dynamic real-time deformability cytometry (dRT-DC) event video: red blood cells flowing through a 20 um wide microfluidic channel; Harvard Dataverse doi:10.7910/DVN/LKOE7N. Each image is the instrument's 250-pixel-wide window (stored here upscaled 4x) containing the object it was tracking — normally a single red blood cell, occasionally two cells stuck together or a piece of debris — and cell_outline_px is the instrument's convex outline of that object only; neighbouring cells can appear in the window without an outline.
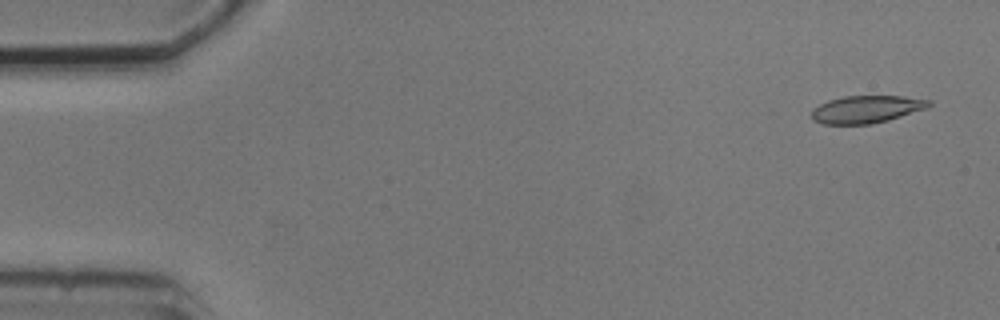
{"species": "common noctule bat (a hibernating species)", "species_latin": "Nyctalus noctula", "temperature_condition": "cold", "stored_images_in_passage": 4, "camera_frame_rate_fps": 3000, "um_per_image_px": 0.085, "animal": {"sex": "male", "body_mass_g": 20.5, "forearm_length_mm": 52.5}, "frame": {"image": 1, "passage_image": 1, "time_ms": 0.0, "image_size_px": [1000, 320], "cell_outline_px": [[932, 104], [928, 108], [888, 120], [872, 124], [824, 124], [812, 120], [812, 112], [820, 104], [828, 100], [844, 96], [904, 96], [932, 100]], "centroid_in_image_um": [73.69, 9.28], "position_along_channel_um": 11.3, "area_um2": 18.79}}
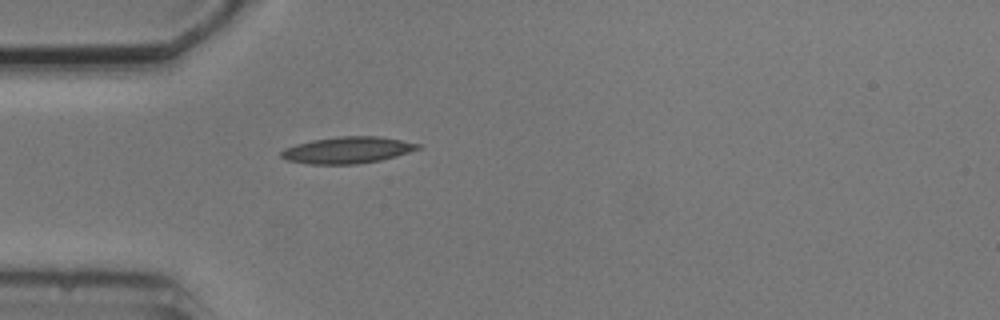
{"frame": {"image": 2, "passage_image": 4, "time_ms": 4.333, "image_size_px": [1000, 320], "cell_outline_px": [[424, 148], [396, 156], [380, 160], [356, 164], [308, 164], [288, 160], [280, 156], [280, 152], [284, 148], [296, 144], [312, 140], [336, 136], [380, 136], [420, 144]], "centroid_in_image_um": [29.55, 12.75], "position_along_channel_um": 55.5, "area_um2": 21.27}}